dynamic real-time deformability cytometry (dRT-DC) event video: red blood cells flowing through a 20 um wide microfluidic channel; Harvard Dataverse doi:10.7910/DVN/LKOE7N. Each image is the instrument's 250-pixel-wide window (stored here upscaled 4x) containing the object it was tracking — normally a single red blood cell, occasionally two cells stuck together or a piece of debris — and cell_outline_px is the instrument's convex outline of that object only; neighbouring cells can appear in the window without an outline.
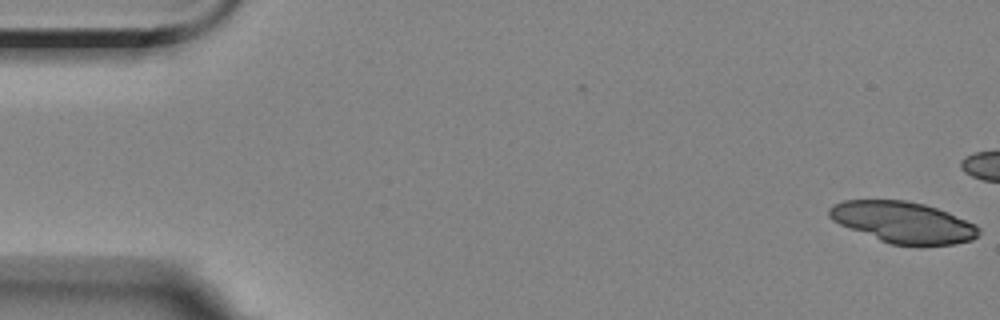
{"species": "Egyptian fruit bat (a non-hibernating species)", "species_latin": "Rousettus aegyptiacus", "temperature_condition": "room temperature", "stored_images_in_passage": 2, "camera_frame_rate_fps": 3000, "um_per_image_px": 0.085, "animal": {"sex": "female"}, "frame": {"image": 1, "passage_image": 2, "time_ms": 0.333, "image_size_px": [1000, 320], "cell_outline_px": [[980, 236], [972, 240], [952, 244], [920, 248], [892, 244], [880, 240], [840, 224], [832, 220], [828, 216], [828, 208], [844, 200], [904, 200], [924, 204], [948, 212], [976, 224], [980, 228]], "centroid_in_image_um": [76.83, 18.92], "position_along_channel_um": 8.2, "area_um2": 36.36}}